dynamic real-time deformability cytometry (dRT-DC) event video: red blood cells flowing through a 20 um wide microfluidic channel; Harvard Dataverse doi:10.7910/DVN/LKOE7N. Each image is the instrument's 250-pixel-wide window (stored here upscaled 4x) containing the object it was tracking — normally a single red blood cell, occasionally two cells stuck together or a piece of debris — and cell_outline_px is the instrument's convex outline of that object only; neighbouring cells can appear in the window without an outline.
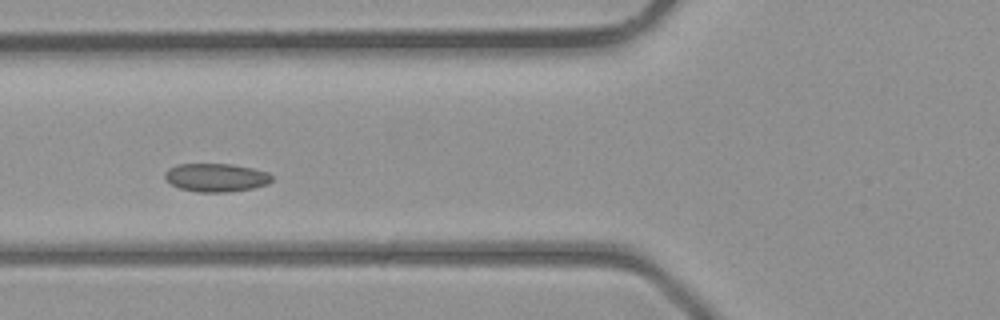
{"species": "common noctule bat (a hibernating species)", "species_latin": "Nyctalus noctula", "temperature_condition": "room temperature", "stored_images_in_passage": 2, "camera_frame_rate_fps": 3000, "um_per_image_px": 0.085, "animal": {"sex": "male", "body_mass_g": 23.1, "forearm_length_mm": 52.7}, "frame": {"image": 1, "passage_image": 2, "time_ms": 1.0, "image_size_px": [1000, 320], "cell_outline_px": [[272, 180], [268, 184], [252, 188], [228, 192], [196, 192], [180, 188], [172, 184], [164, 176], [164, 172], [168, 168], [176, 164], [232, 164], [252, 168], [268, 172], [272, 176]], "centroid_in_image_um": [18.36, 15.08], "position_along_channel_um": 107.4, "area_um2": 17.69}}